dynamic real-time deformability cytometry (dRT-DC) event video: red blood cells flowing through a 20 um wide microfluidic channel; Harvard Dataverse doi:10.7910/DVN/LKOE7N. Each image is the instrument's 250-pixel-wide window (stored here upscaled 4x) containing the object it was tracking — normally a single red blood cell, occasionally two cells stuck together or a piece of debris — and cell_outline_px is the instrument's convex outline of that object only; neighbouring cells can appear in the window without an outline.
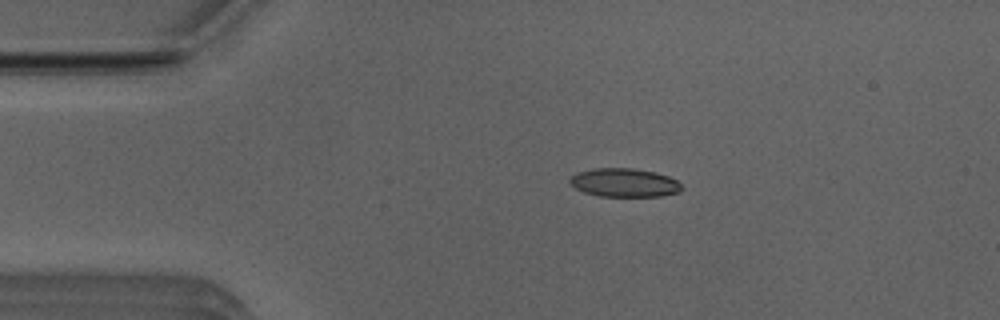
{"species": "Egyptian fruit bat (a non-hibernating species)", "species_latin": "Rousettus aegyptiacus", "temperature_condition": "room temperature", "stored_images_in_passage": 43, "camera_frame_rate_fps": 3000, "um_per_image_px": 0.085, "animal": {"sex": "male"}, "frame": {"image": 1, "passage_image": 2, "time_ms": 0.333, "image_size_px": [1000, 320], "cell_outline_px": [[684, 188], [680, 192], [660, 196], [600, 196], [584, 192], [576, 188], [568, 180], [576, 172], [596, 168], [632, 168], [656, 172], [668, 176], [676, 180]], "centroid_in_image_um": [53.09, 15.52], "position_along_channel_um": 31.9, "area_um2": 18.61}}
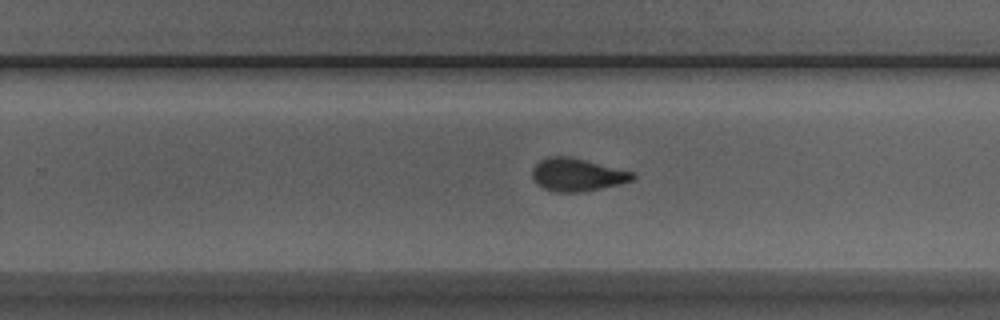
{"frame": {"image": 2, "passage_image": 24, "time_ms": 7.667, "image_size_px": [1000, 320], "cell_outline_px": [[636, 176], [632, 180], [620, 184], [580, 192], [556, 192], [544, 188], [536, 184], [532, 180], [532, 168], [540, 160], [548, 156], [568, 156], [632, 172]], "centroid_in_image_um": [48.99, 14.86], "position_along_channel_um": 280.8, "area_um2": 19.02}}
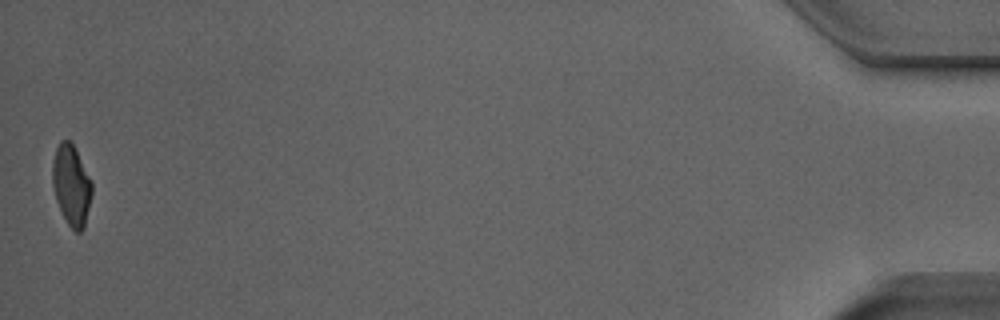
{"frame": {"image": 3, "passage_image": 43, "time_ms": 14.0, "image_size_px": [1000, 320], "cell_outline_px": [[92, 192], [84, 228], [80, 232], [76, 232], [68, 224], [56, 200], [52, 184], [52, 164], [56, 148], [60, 140], [68, 140], [72, 144], [92, 184]], "centroid_in_image_um": [6.05, 15.76], "position_along_channel_um": 429.2, "area_um2": 18.03}, "authors_computed_cell_mechanics": {"area_um2": 19.3052, "velocity_mm_per_s": 3.9579, "shape_relaxation_time_tau1_ms": 5.4327, "shape_relaxation_time_tau2_ms": 1.5942, "deformation_change_tau1": 0.1664, "deformation_change_tau2": 0.0738}}